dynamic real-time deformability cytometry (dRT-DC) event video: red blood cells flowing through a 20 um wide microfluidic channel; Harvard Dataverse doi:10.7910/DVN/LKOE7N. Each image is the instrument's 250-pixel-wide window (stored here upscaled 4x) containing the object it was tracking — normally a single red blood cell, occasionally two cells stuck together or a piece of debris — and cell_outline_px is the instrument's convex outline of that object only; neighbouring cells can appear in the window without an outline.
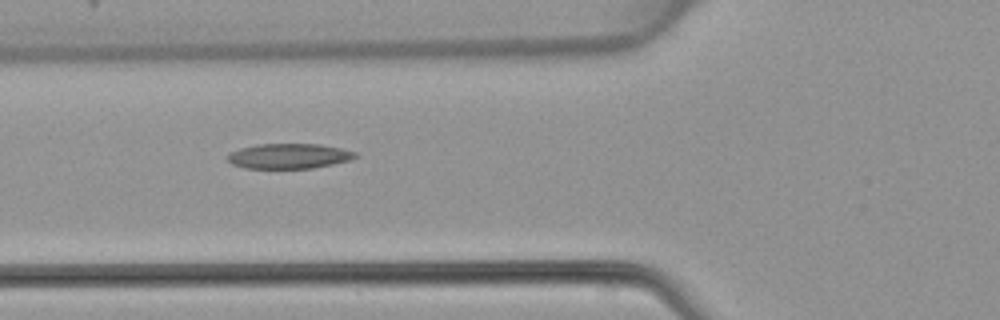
{"species": "common noctule bat (a hibernating species)", "species_latin": "Nyctalus noctula", "temperature_condition": "warm", "stored_images_in_passage": 32, "camera_frame_rate_fps": 3000, "um_per_image_px": 0.085, "animal": {"sex": "female", "body_mass_g": 22.7, "forearm_length_mm": 54.2}, "frame": {"image": 1, "passage_image": 6, "time_ms": 1.667, "image_size_px": [1000, 320], "cell_outline_px": [[356, 156], [348, 160], [332, 164], [312, 168], [244, 168], [232, 164], [224, 156], [240, 148], [256, 144], [320, 144], [340, 148], [356, 152]], "centroid_in_image_um": [24.51, 13.26], "position_along_channel_um": 101.3, "area_um2": 18.55}}
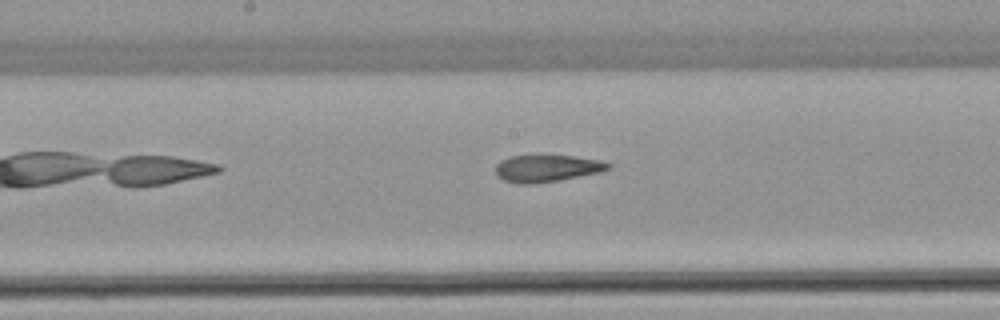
{"frame": {"image": 2, "passage_image": 13, "time_ms": 4.0, "image_size_px": [1000, 320], "cell_outline_px": [[612, 168], [600, 172], [560, 180], [532, 184], [516, 184], [504, 180], [496, 176], [496, 164], [500, 160], [508, 156], [540, 152], [572, 156], [600, 160], [612, 164]], "centroid_in_image_um": [46.44, 14.26], "position_along_channel_um": 201.8, "area_um2": 18.73}}
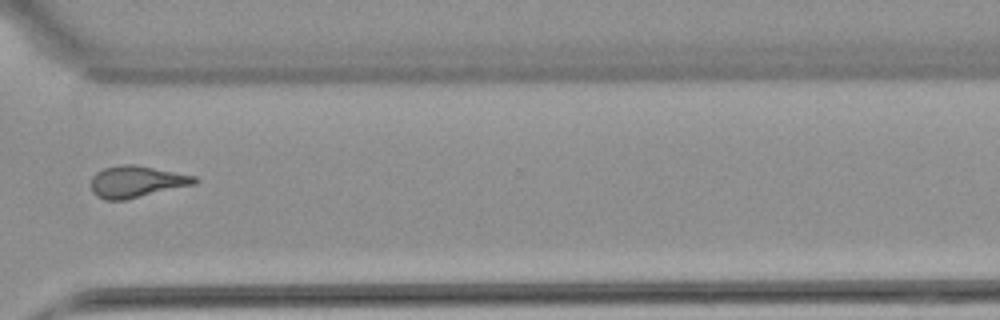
{"frame": {"image": 3, "passage_image": 24, "time_ms": 7.667, "image_size_px": [1000, 320], "cell_outline_px": [[200, 180], [196, 184], [128, 200], [104, 200], [96, 196], [92, 192], [92, 176], [96, 172], [104, 168], [120, 164], [136, 164], [196, 176]], "centroid_in_image_um": [11.63, 15.45], "position_along_channel_um": 359.0, "area_um2": 19.48}}